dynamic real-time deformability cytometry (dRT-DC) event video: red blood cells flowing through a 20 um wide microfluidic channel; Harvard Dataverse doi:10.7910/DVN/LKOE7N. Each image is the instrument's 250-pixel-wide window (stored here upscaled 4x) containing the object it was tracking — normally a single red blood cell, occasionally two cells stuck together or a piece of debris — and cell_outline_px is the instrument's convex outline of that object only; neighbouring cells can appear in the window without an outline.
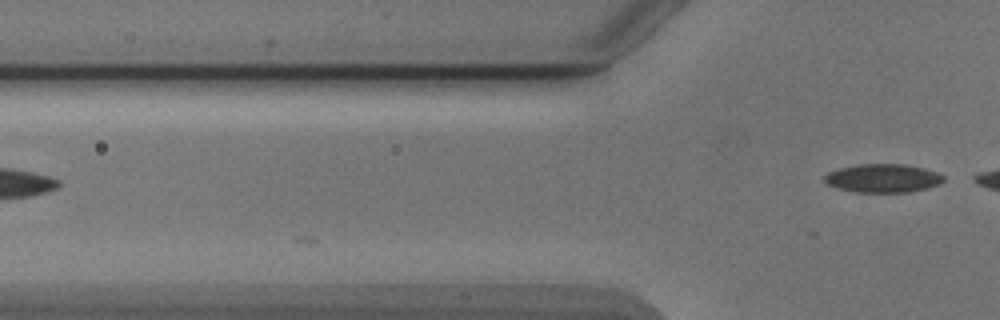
{"species": "Egyptian fruit bat (a non-hibernating species)", "species_latin": "Rousettus aegyptiacus", "temperature_condition": "cold", "stored_images_in_passage": 11, "camera_frame_rate_fps": 3000, "um_per_image_px": 0.085, "animal": {"sex": "male"}, "frame": {"image": 1, "passage_image": 11, "time_ms": 3.333, "image_size_px": [1000, 320], "cell_outline_px": [[944, 180], [940, 184], [928, 188], [908, 192], [856, 192], [836, 188], [828, 184], [824, 180], [824, 176], [828, 172], [840, 168], [856, 164], [904, 164], [924, 168], [936, 172], [944, 176]], "centroid_in_image_um": [75.05, 15.15], "position_along_channel_um": 50.8, "area_um2": 19.83}}